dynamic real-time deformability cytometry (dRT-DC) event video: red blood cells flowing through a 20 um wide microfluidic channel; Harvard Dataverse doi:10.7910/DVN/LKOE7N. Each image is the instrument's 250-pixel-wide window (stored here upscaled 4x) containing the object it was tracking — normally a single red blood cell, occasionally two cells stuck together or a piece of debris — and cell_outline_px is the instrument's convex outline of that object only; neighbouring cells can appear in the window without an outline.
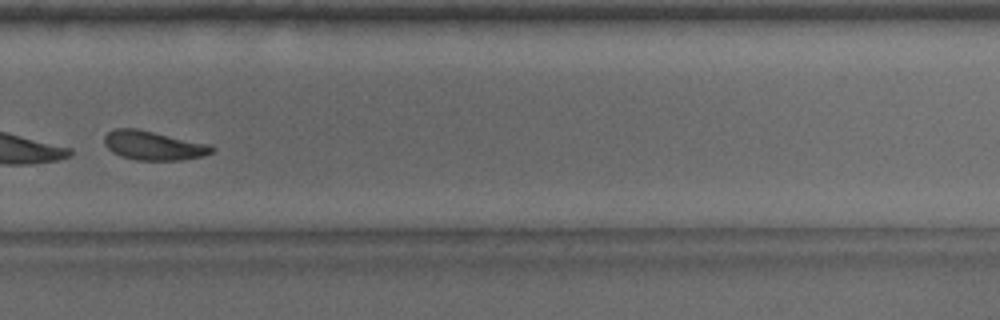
{"species": "common noctule bat (a hibernating species)", "species_latin": "Nyctalus noctula", "temperature_condition": "warm", "stored_images_in_passage": 48, "segment_of_instrument_passage": [2, 2], "camera_frame_rate_fps": 3000, "um_per_image_px": 0.085, "animal": {"sex": "male", "body_mass_g": 15.6}, "frame": {"image": 1, "passage_image": 33, "time_ms": 10.667, "image_size_px": [1000, 320], "cell_outline_px": [[216, 148], [212, 152], [204, 156], [184, 160], [136, 160], [120, 156], [112, 152], [104, 144], [104, 136], [108, 132], [116, 128], [136, 128], [212, 144]], "centroid_in_image_um": [13.08, 12.37], "position_along_channel_um": 316.7, "area_um2": 18.5}}